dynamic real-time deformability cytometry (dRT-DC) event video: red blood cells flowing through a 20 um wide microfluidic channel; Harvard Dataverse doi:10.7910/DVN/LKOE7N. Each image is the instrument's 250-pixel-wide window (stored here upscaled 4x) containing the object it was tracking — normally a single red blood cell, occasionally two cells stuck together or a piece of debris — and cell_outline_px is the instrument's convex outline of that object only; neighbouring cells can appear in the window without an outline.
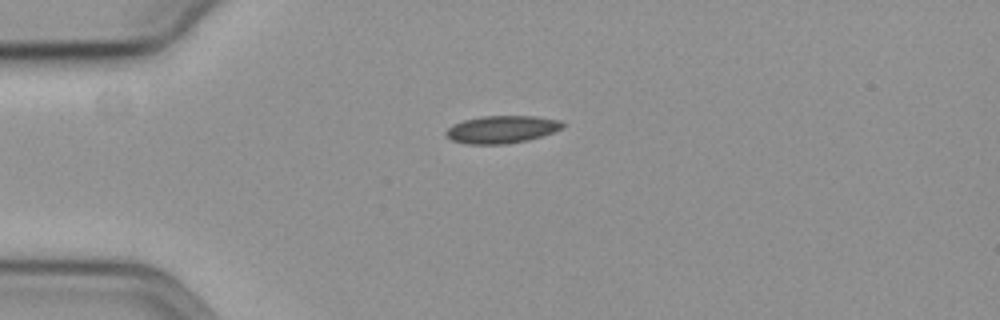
{"species": "common noctule bat (a hibernating species)", "species_latin": "Nyctalus noctula", "temperature_condition": "cold", "stored_images_in_passage": 33, "camera_frame_rate_fps": 3000, "um_per_image_px": 0.085, "animal": {"sex": "female", "body_mass_g": 19.3, "forearm_length_mm": 54.1}, "frame": {"image": 1, "passage_image": 1, "time_ms": 0.0, "image_size_px": [1000, 320], "cell_outline_px": [[564, 124], [560, 128], [552, 132], [528, 140], [508, 144], [468, 144], [452, 140], [444, 132], [452, 124], [464, 120], [480, 116], [536, 116], [560, 120]], "centroid_in_image_um": [42.62, 10.99], "position_along_channel_um": 42.4, "area_um2": 18.61}}
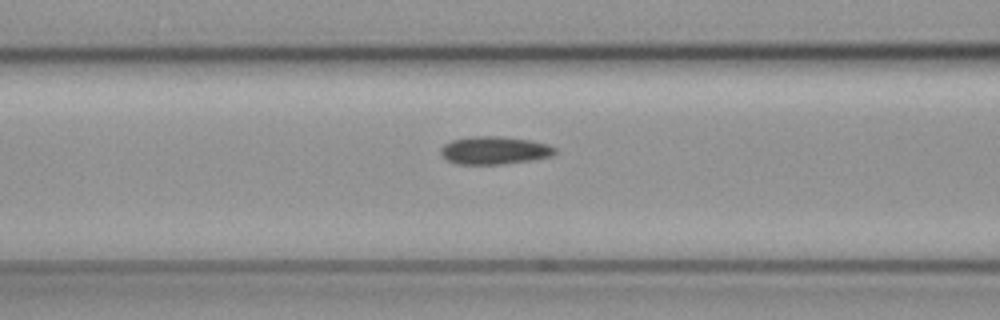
{"frame": {"image": 2, "passage_image": 10, "time_ms": 3.0, "image_size_px": [1000, 320], "cell_outline_px": [[556, 152], [552, 156], [532, 160], [500, 164], [456, 164], [448, 160], [440, 152], [440, 148], [444, 144], [452, 140], [472, 136], [500, 136], [532, 140], [548, 144], [556, 148]], "centroid_in_image_um": [42.05, 12.77], "position_along_channel_um": 124.6, "area_um2": 18.61}}
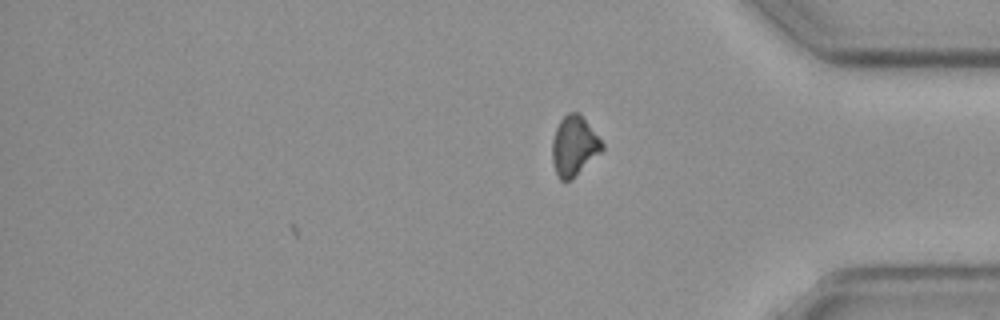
{"frame": {"image": 3, "passage_image": 33, "time_ms": 10.667, "image_size_px": [1000, 320], "cell_outline_px": [[604, 148], [600, 152], [568, 180], [560, 180], [556, 172], [552, 160], [552, 140], [556, 128], [560, 120], [568, 112], [580, 112], [604, 144]], "centroid_in_image_um": [48.78, 12.34], "position_along_channel_um": 386.4, "area_um2": 16.94}}